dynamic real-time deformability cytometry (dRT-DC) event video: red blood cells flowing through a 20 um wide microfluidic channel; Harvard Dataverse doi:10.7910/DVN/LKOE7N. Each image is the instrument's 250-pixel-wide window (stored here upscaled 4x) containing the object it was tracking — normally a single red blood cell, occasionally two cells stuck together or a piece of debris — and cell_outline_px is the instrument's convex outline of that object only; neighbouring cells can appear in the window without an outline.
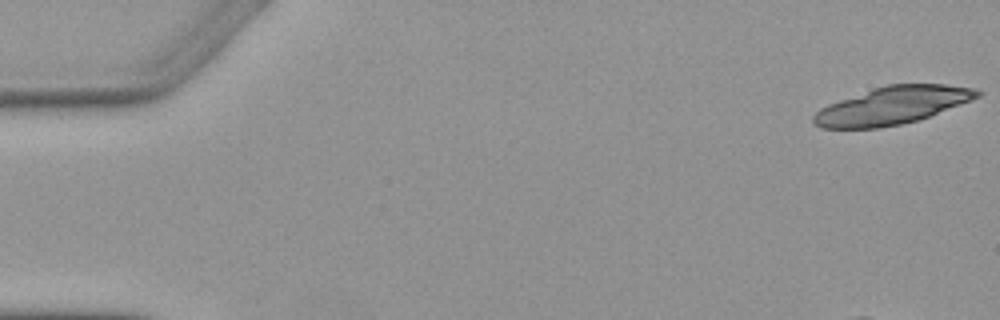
{"species": "Egyptian fruit bat (a non-hibernating species)", "species_latin": "Rousettus aegyptiacus", "temperature_condition": "warm", "stored_images_in_passage": 7, "camera_frame_rate_fps": 3000, "um_per_image_px": 0.085, "animal": {"sex": "female"}, "frame": {"image": 1, "passage_image": 1, "time_ms": 0.0, "image_size_px": [1000, 320], "cell_outline_px": [[984, 92], [980, 96], [972, 100], [928, 116], [916, 120], [900, 124], [880, 128], [820, 128], [812, 124], [812, 116], [820, 108], [828, 104], [888, 84], [944, 84], [976, 88]], "centroid_in_image_um": [75.85, 8.97], "position_along_channel_um": 9.1, "area_um2": 35.6}}
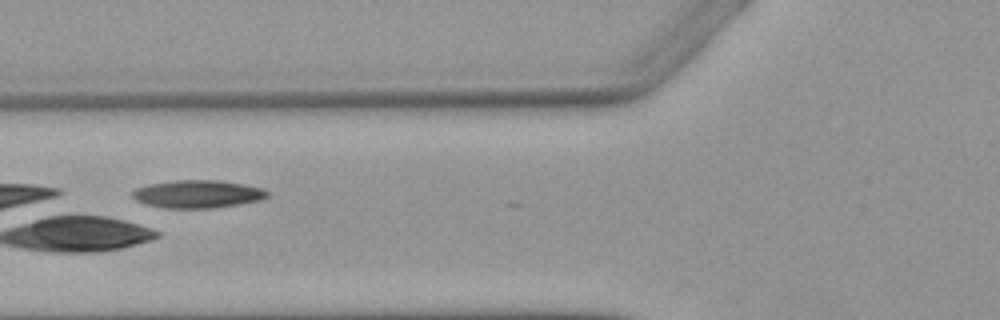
{"frame": {"image": 2, "passage_image": 5, "time_ms": 6.667, "image_size_px": [1000, 320], "cell_outline_px": [[272, 192], [268, 196], [260, 200], [240, 204], [212, 208], [164, 208], [148, 204], [136, 200], [132, 196], [132, 192], [136, 188], [148, 184], [176, 180], [216, 180], [244, 184], [260, 188]], "centroid_in_image_um": [16.82, 16.49], "position_along_channel_um": 109.0, "area_um2": 21.85}}
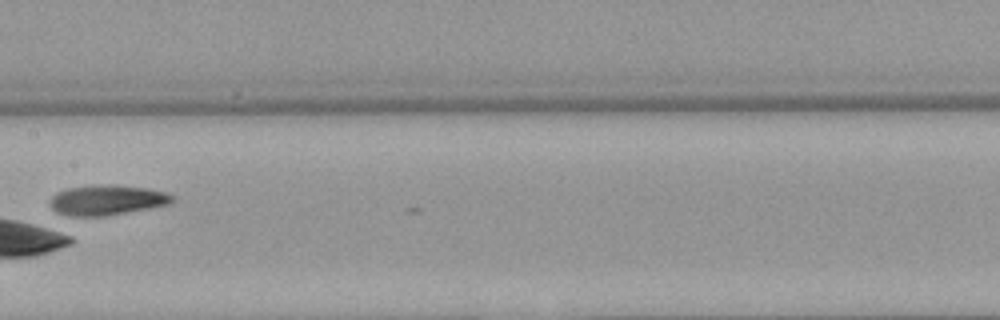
{"frame": {"image": 3, "passage_image": 7, "time_ms": 9.0, "image_size_px": [1000, 320], "cell_outline_px": [[176, 200], [168, 204], [148, 208], [104, 216], [72, 216], [56, 212], [52, 208], [52, 196], [68, 188], [148, 188], [164, 192], [172, 196]], "centroid_in_image_um": [9.12, 17.07], "position_along_channel_um": 198.3, "area_um2": 19.83}}